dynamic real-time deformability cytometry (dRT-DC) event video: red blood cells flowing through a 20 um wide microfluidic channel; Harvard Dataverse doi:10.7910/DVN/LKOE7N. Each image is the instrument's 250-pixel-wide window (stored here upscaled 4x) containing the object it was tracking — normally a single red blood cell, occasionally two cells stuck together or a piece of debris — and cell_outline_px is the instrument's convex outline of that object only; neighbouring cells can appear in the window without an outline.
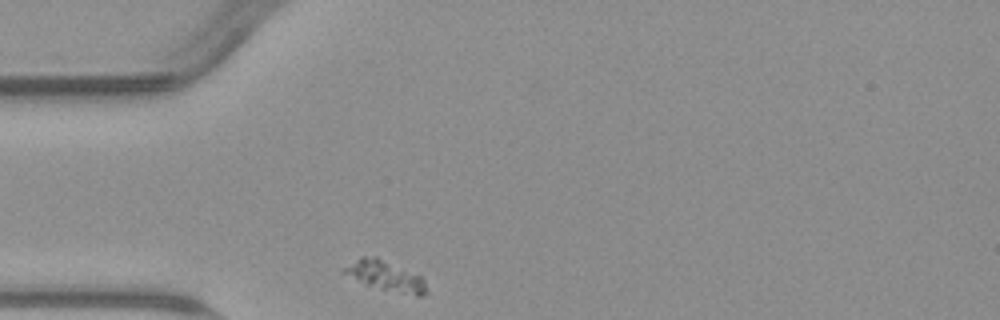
{"species": "common noctule bat (a hibernating species)", "species_latin": "Nyctalus noctula", "temperature_condition": "warm", "stored_images_in_passage": 29, "camera_frame_rate_fps": 3000, "um_per_image_px": 0.085, "animal": {"sex": "male", "body_mass_g": 23.1, "forearm_length_mm": 52.7}, "frame": {"image": 1, "passage_image": 1, "time_ms": 0.0, "image_size_px": [1000, 320], "cell_outline_px": [[428, 292], [424, 296], [416, 296], [380, 288], [364, 284], [340, 272], [344, 268], [360, 256], [376, 256], [420, 276], [424, 280]], "centroid_in_image_um": [32.76, 23.45], "position_along_channel_um": 52.2, "area_um2": 14.28}}
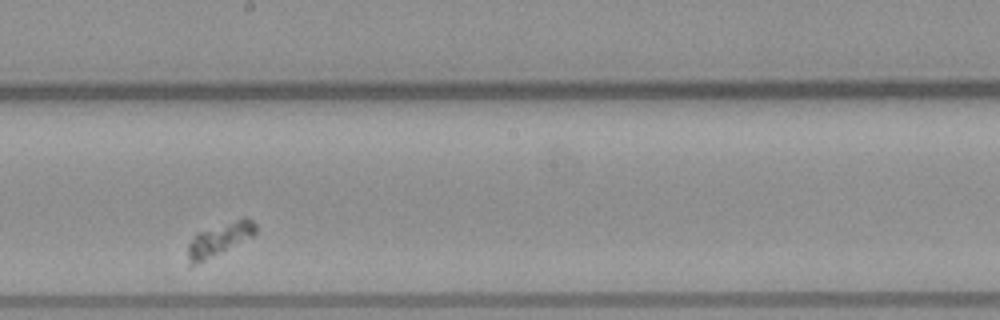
{"frame": {"image": 2, "passage_image": 17, "time_ms": 5.333, "image_size_px": [1000, 320], "cell_outline_px": [[256, 232], [252, 236], [188, 268], [188, 244], [196, 232], [244, 216], [252, 220], [256, 224]], "centroid_in_image_um": [18.62, 20.31], "position_along_channel_um": 229.6, "area_um2": 12.83}}
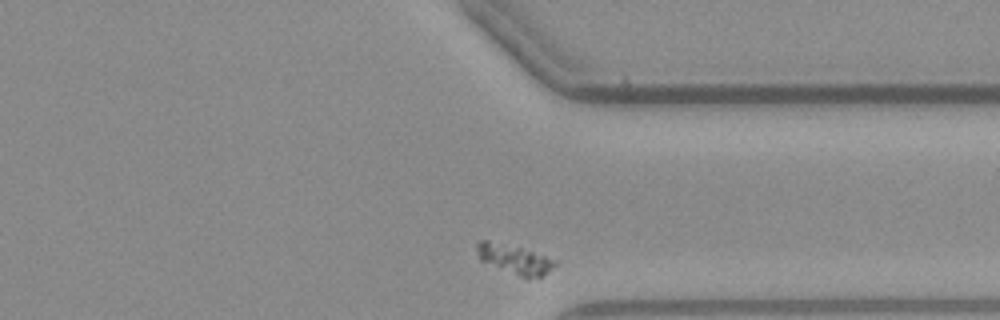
{"frame": {"image": 3, "passage_image": 29, "time_ms": 9.333, "image_size_px": [1000, 320], "cell_outline_px": [[556, 264], [540, 276], [524, 276], [480, 260], [476, 248], [476, 240], [488, 240], [520, 248], [556, 260]], "centroid_in_image_um": [43.66, 21.97], "position_along_channel_um": 367.7, "area_um2": 12.37}}